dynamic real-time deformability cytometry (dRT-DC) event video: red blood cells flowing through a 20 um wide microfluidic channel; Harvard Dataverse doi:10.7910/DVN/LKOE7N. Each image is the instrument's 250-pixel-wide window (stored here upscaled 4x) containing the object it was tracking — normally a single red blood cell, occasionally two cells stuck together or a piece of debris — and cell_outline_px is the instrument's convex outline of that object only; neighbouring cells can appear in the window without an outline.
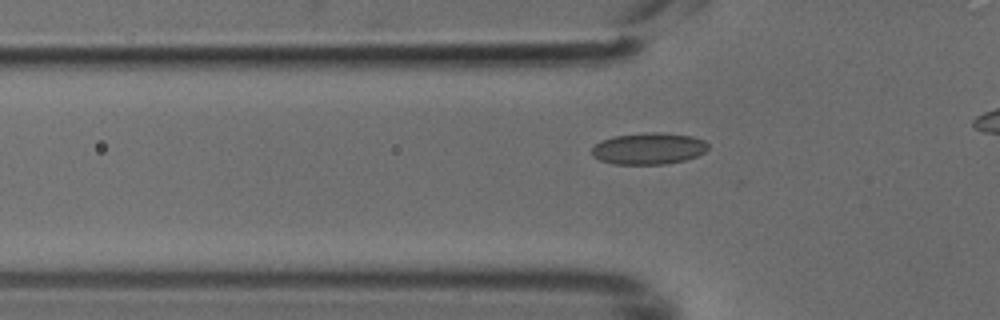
{"species": "common noctule bat (a hibernating species)", "species_latin": "Nyctalus noctula", "temperature_condition": "cold", "stored_images_in_passage": 33, "camera_frame_rate_fps": 3000, "um_per_image_px": 0.085, "animal": {"sex": "male", "body_mass_g": 18.8}, "frame": {"image": 1, "passage_image": 7, "time_ms": 2.0, "image_size_px": [1000, 320], "cell_outline_px": [[708, 148], [704, 152], [696, 156], [684, 160], [664, 164], [612, 164], [600, 160], [592, 156], [592, 148], [600, 140], [612, 136], [652, 132], [656, 132], [692, 136], [704, 140], [708, 144]], "centroid_in_image_um": [55.11, 12.63], "position_along_channel_um": 70.7, "area_um2": 21.39}}
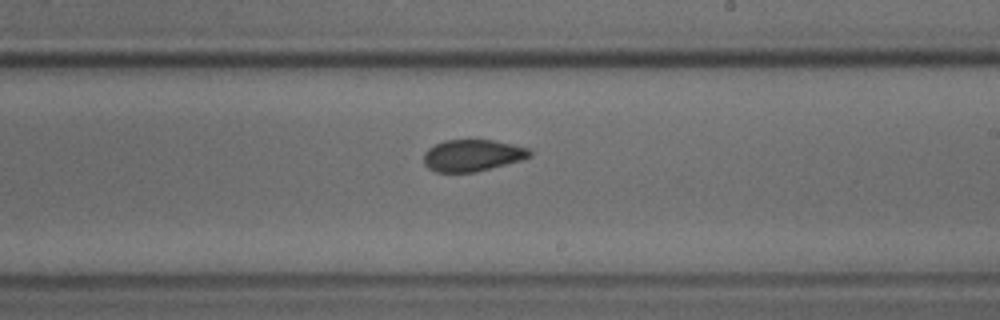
{"frame": {"image": 2, "passage_image": 20, "time_ms": 6.333, "image_size_px": [1000, 320], "cell_outline_px": [[532, 156], [524, 160], [476, 172], [436, 172], [428, 168], [424, 164], [424, 152], [428, 148], [444, 140], [492, 140], [512, 144], [528, 148], [532, 152]], "centroid_in_image_um": [40.18, 13.21], "position_along_channel_um": 248.8, "area_um2": 19.77}}
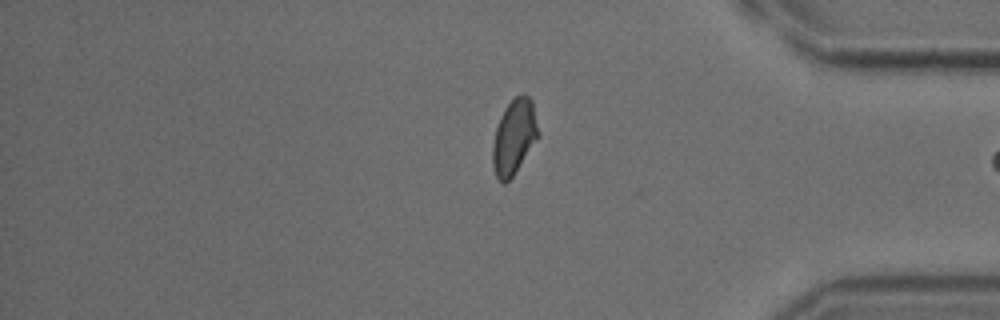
{"frame": {"image": 3, "passage_image": 32, "time_ms": 10.333, "image_size_px": [1000, 320], "cell_outline_px": [[540, 136], [512, 176], [504, 184], [496, 176], [492, 164], [492, 144], [496, 128], [500, 116], [504, 108], [516, 96], [524, 92], [532, 100], [540, 132]], "centroid_in_image_um": [43.71, 11.6], "position_along_channel_um": 391.5, "area_um2": 20.06}}